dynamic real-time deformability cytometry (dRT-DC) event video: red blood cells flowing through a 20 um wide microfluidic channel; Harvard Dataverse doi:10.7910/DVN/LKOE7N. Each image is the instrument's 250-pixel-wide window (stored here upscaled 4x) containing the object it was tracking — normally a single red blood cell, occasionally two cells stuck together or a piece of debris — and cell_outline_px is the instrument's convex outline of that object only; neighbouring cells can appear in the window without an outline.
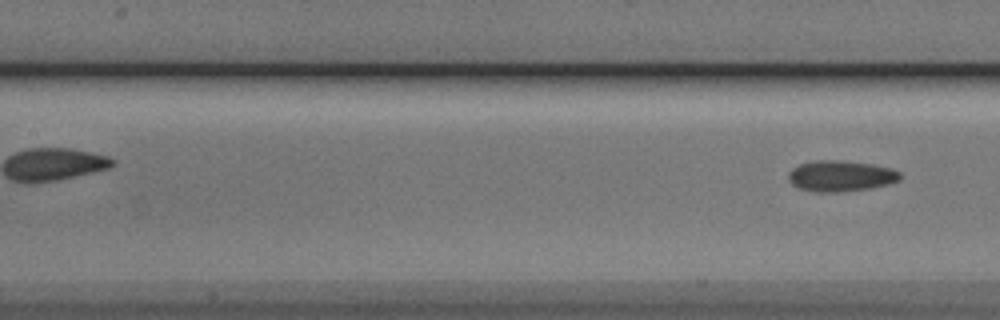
{"species": "Egyptian fruit bat (a non-hibernating species)", "species_latin": "Rousettus aegyptiacus", "temperature_condition": "cold", "stored_images_in_passage": 9, "segment_of_instrument_passage": [2, 2], "camera_frame_rate_fps": 3000, "um_per_image_px": 0.085, "animal": {"sex": "male"}, "frame": {"image": 1, "passage_image": 9, "time_ms": 2.667, "image_size_px": [1000, 320], "cell_outline_px": [[900, 180], [888, 184], [868, 188], [836, 192], [816, 192], [800, 188], [792, 184], [788, 180], [788, 172], [792, 168], [800, 164], [816, 160], [840, 160], [872, 164], [892, 168], [900, 172]], "centroid_in_image_um": [71.44, 14.95], "position_along_channel_um": 136.0, "area_um2": 20.06}}